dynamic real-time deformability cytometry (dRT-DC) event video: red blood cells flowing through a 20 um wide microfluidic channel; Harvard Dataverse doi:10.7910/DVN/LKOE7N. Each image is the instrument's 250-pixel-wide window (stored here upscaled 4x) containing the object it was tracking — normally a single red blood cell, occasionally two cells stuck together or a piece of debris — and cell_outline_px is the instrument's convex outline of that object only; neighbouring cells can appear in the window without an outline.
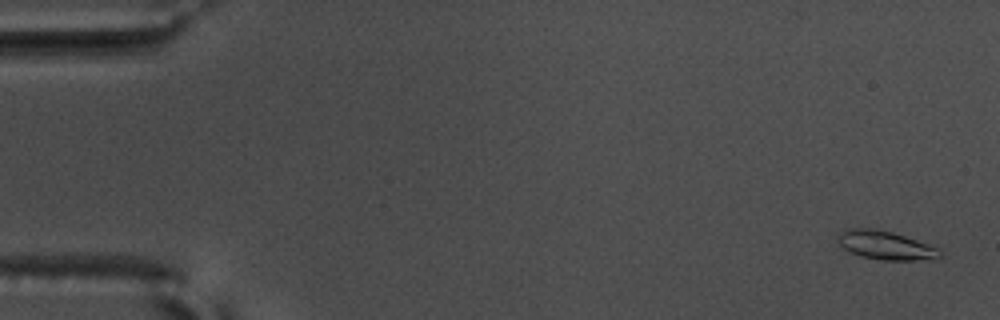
{"species": "common noctule bat (a hibernating species)", "species_latin": "Nyctalus noctula", "temperature_condition": "warm", "stored_images_in_passage": 59, "camera_frame_rate_fps": 3000, "um_per_image_px": 0.085, "animal": {"sex": "male", "body_mass_g": 17.5, "forearm_length_mm": 52.3}, "frame": {"image": 1, "passage_image": 3, "time_ms": 0.667, "image_size_px": [1000, 320], "cell_outline_px": [[940, 256], [936, 260], [880, 260], [860, 256], [848, 252], [836, 240], [840, 232], [844, 228], [872, 228], [892, 232], [940, 248]], "centroid_in_image_um": [75.26, 20.86], "position_along_channel_um": 9.7, "area_um2": 17.22}}
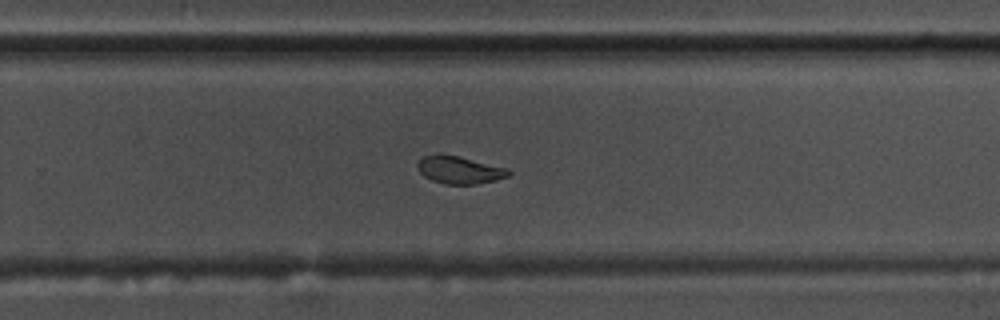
{"frame": {"image": 2, "passage_image": 39, "time_ms": 12.667, "image_size_px": [1000, 320], "cell_outline_px": [[512, 176], [496, 180], [476, 184], [444, 184], [432, 180], [424, 176], [420, 172], [416, 164], [424, 156], [436, 152], [440, 152], [508, 168], [512, 172]], "centroid_in_image_um": [39.06, 14.43], "position_along_channel_um": 290.7, "area_um2": 14.85}}
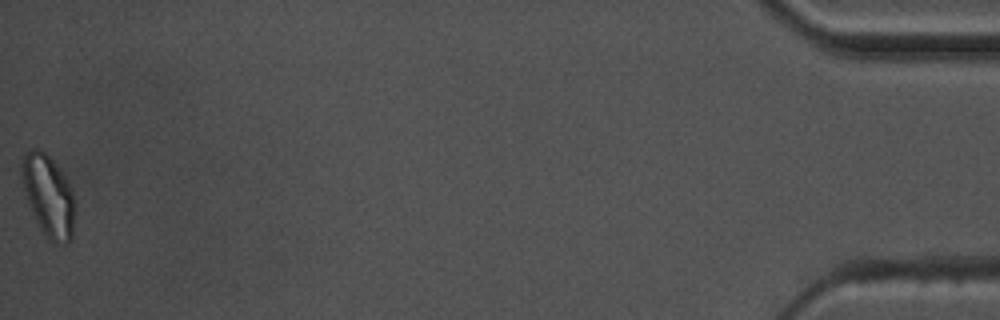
{"frame": {"image": 3, "passage_image": 59, "time_ms": 19.333, "image_size_px": [1000, 320], "cell_outline_px": [[76, 212], [72, 240], [68, 244], [52, 240], [44, 236], [36, 220], [28, 200], [20, 176], [20, 156], [32, 148], [36, 148], [44, 152], [52, 160], [64, 176], [72, 192], [76, 204]], "centroid_in_image_um": [4.12, 16.64], "position_along_channel_um": 431.1, "area_um2": 25.37}, "authors_computed_cell_mechanics": {"area_um2": 15.8372, "velocity_mm_per_s": 3.5769, "shape_relaxation_time_tau1_ms": null, "shape_relaxation_time_tau2_ms": 2.3212, "deformation_change_tau1": null, "deformation_change_tau2": 0.0814}}